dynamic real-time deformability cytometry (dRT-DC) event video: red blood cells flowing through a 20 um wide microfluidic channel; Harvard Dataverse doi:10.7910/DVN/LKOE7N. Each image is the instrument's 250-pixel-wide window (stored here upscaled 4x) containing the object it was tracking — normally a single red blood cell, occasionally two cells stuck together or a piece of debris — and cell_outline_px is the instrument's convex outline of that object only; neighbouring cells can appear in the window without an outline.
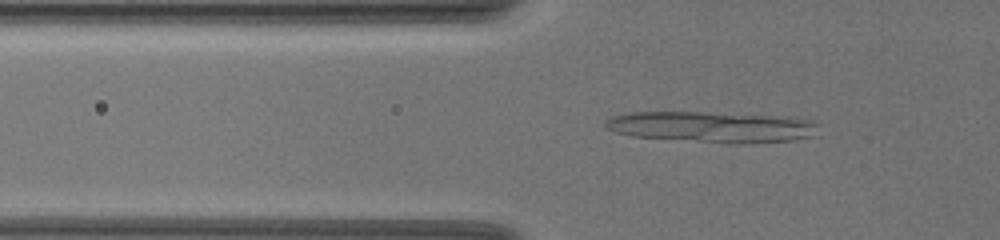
{"species": "common noctule bat (a hibernating species)", "species_latin": "Nyctalus noctula", "temperature_condition": "warm", "stored_images_in_passage": 52, "camera_frame_rate_fps": 3000, "um_per_image_px": 0.085, "animal": {"sex": "female", "body_mass_g": 19.5, "forearm_length_mm": 54.1}, "frame": {"image": 1, "passage_image": 16, "time_ms": 5.0, "image_size_px": [1000, 240], "cell_outline_px": [[816, 124], [808, 136], [788, 140], [744, 144], [728, 144], [632, 136], [616, 132], [608, 128], [604, 124], [612, 116], [628, 112], [708, 112], [764, 116], [804, 120]], "centroid_in_image_um": [60.31, 10.8], "position_along_channel_um": 65.5, "area_um2": 37.34}, "authors_computed_cell_mechanics": {"area_um2": 17.3111, "velocity_mm_per_s": 3.6979, "shape_relaxation_time_tau1_ms": null, "shape_relaxation_time_tau2_ms": 6.3093, "deformation_change_tau1": null, "deformation_change_tau2": 0.1691}}